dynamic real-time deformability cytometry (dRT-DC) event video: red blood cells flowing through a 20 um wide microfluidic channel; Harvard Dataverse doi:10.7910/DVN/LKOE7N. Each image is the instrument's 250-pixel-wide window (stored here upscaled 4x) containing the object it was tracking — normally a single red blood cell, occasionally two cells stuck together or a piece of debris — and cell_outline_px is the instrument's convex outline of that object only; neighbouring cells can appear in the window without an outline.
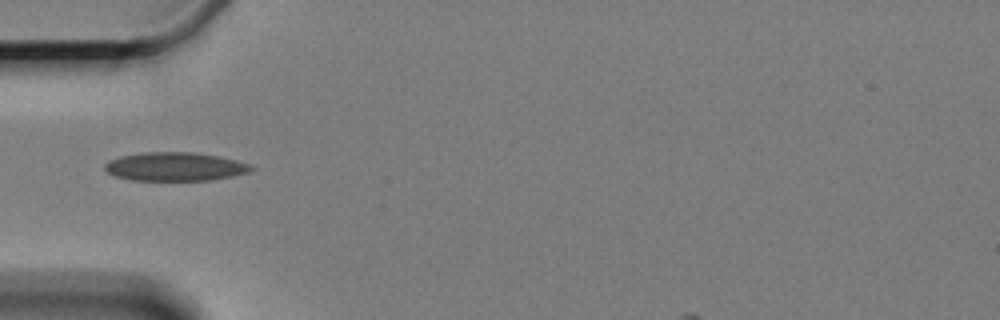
{"species": "Egyptian fruit bat (a non-hibernating species)", "species_latin": "Rousettus aegyptiacus", "temperature_condition": "cold", "stored_images_in_passage": 6, "camera_frame_rate_fps": 3000, "um_per_image_px": 0.085, "animal": {"sex": "female"}, "frame": {"image": 1, "passage_image": 5, "time_ms": 4.667, "image_size_px": [1000, 320], "cell_outline_px": [[256, 168], [248, 172], [232, 176], [212, 180], [132, 180], [116, 176], [108, 172], [104, 168], [104, 164], [108, 160], [120, 156], [144, 152], [192, 152], [220, 156], [252, 164]], "centroid_in_image_um": [14.9, 14.15], "position_along_channel_um": 70.1, "area_um2": 24.51}}
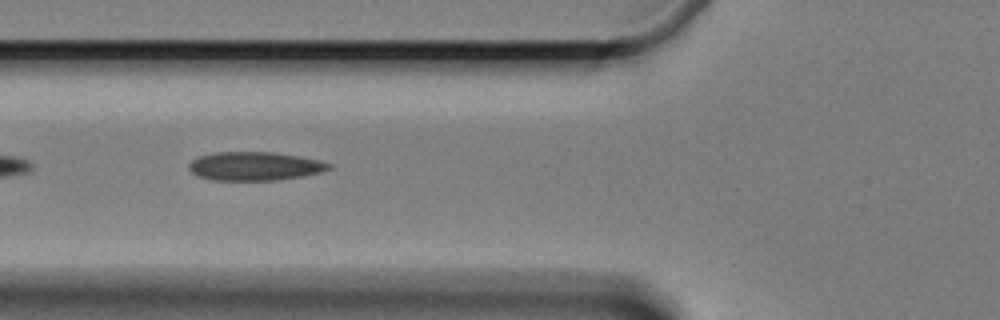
{"frame": {"image": 2, "passage_image": 6, "time_ms": 5.667, "image_size_px": [1000, 320], "cell_outline_px": [[332, 168], [320, 172], [304, 176], [276, 180], [212, 180], [196, 176], [188, 168], [188, 164], [192, 160], [200, 156], [212, 152], [272, 152], [300, 156], [320, 160], [332, 164]], "centroid_in_image_um": [21.65, 14.12], "position_along_channel_um": 104.2, "area_um2": 23.52}}